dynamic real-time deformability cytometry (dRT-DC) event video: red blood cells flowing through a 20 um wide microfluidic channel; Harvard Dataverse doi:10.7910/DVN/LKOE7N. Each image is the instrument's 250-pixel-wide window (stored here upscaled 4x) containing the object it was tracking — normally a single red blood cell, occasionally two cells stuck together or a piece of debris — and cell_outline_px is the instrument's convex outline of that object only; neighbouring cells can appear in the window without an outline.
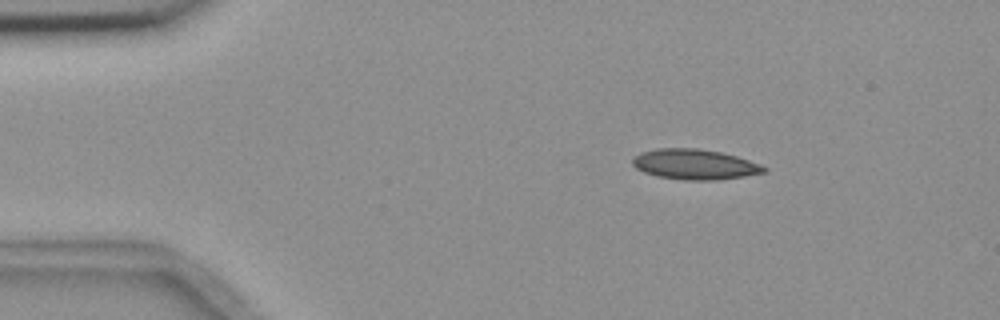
{"species": "common noctule bat (a hibernating species)", "species_latin": "Nyctalus noctula", "temperature_condition": "room temperature", "stored_images_in_passage": 4, "camera_frame_rate_fps": 3000, "um_per_image_px": 0.085, "animal": {"sex": "female", "body_mass_g": 18.4}, "frame": {"image": 1, "passage_image": 2, "time_ms": 1.0, "image_size_px": [1000, 320], "cell_outline_px": [[768, 172], [744, 176], [716, 180], [684, 180], [656, 176], [644, 172], [636, 168], [632, 164], [632, 160], [640, 152], [656, 148], [696, 148], [720, 152], [736, 156], [760, 164], [768, 168]], "centroid_in_image_um": [59.05, 13.97], "position_along_channel_um": 25.9, "area_um2": 23.24}}